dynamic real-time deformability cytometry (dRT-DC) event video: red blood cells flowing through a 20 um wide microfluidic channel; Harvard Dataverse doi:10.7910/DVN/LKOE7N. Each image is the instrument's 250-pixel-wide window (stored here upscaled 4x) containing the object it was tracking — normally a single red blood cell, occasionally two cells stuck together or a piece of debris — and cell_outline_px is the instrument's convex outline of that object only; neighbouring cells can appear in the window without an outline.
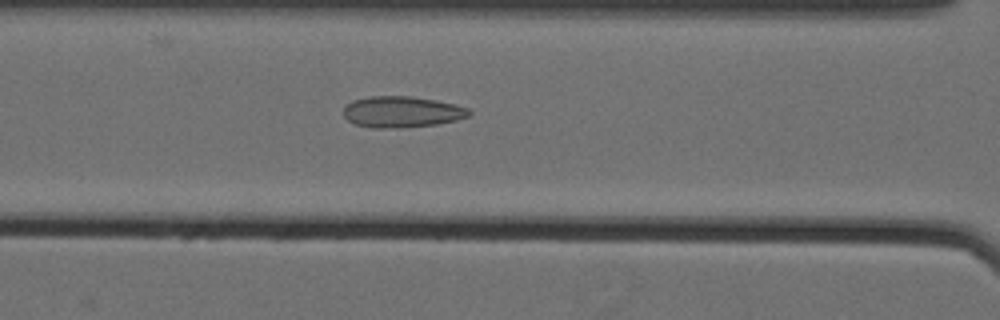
{"species": "Egyptian fruit bat (a non-hibernating species)", "species_latin": "Rousettus aegyptiacus", "temperature_condition": "cold", "stored_images_in_passage": 61, "camera_frame_rate_fps": 3000, "um_per_image_px": 0.085, "animal": {"sex": "female"}, "frame": {"image": 1, "passage_image": 30, "time_ms": 9.667, "image_size_px": [1000, 320], "cell_outline_px": [[472, 112], [468, 116], [456, 120], [436, 124], [400, 128], [372, 128], [356, 124], [348, 120], [344, 116], [344, 108], [352, 100], [372, 96], [412, 96], [436, 100], [468, 108]], "centroid_in_image_um": [34.15, 9.51], "position_along_channel_um": 132.5, "area_um2": 22.72}}
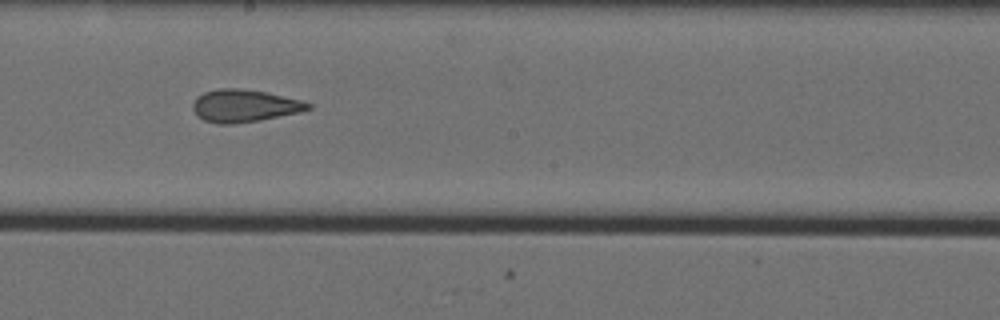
{"frame": {"image": 2, "passage_image": 38, "time_ms": 12.333, "image_size_px": [1000, 320], "cell_outline_px": [[312, 108], [300, 112], [260, 120], [228, 124], [216, 124], [204, 120], [192, 108], [192, 104], [196, 96], [204, 92], [216, 88], [240, 88], [264, 92], [304, 100], [312, 104]], "centroid_in_image_um": [20.78, 8.98], "position_along_channel_um": 227.4, "area_um2": 21.85}}
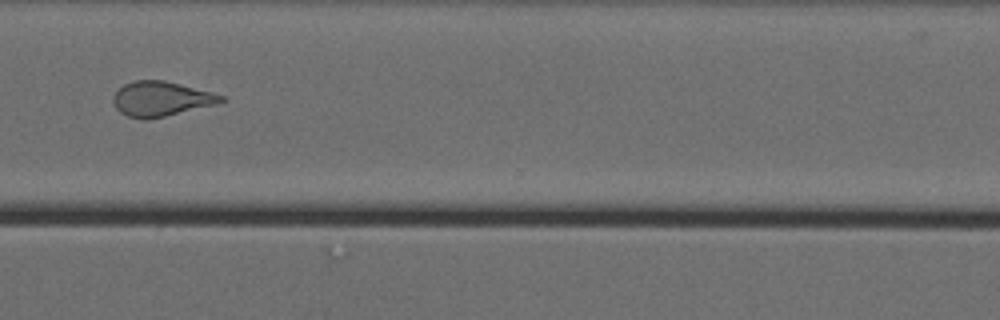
{"frame": {"image": 3, "passage_image": 49, "time_ms": 16.0, "image_size_px": [1000, 320], "cell_outline_px": [[228, 100], [216, 104], [148, 120], [144, 120], [128, 116], [120, 112], [116, 108], [112, 100], [116, 92], [124, 84], [132, 80], [164, 80], [212, 92], [224, 96]], "centroid_in_image_um": [13.69, 8.4], "position_along_channel_um": 356.9, "area_um2": 21.85}, "authors_computed_cell_mechanics": {"area_um2": 23.5246, "velocity_mm_per_s": 3.5593, "shape_relaxation_time_tau1_ms": null, "shape_relaxation_time_tau2_ms": 1.74, "deformation_change_tau1": null, "deformation_change_tau2": 0.1072}}